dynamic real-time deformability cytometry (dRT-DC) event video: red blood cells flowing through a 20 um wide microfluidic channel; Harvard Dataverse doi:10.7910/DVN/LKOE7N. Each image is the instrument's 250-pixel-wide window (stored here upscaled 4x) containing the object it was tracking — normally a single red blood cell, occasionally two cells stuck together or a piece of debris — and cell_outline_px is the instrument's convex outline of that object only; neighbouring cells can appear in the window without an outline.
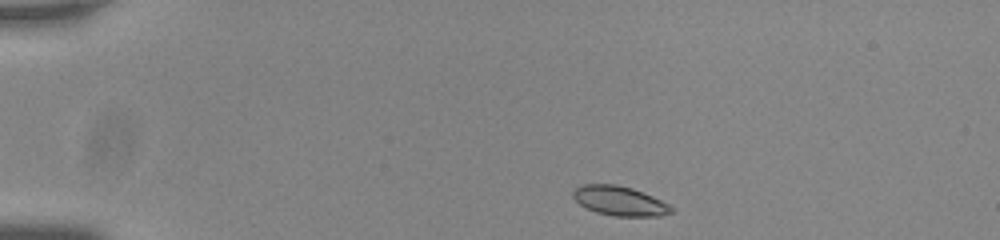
{"species": "common noctule bat (a hibernating species)", "species_latin": "Nyctalus noctula", "temperature_condition": "room temperature", "stored_images_in_passage": 45, "camera_frame_rate_fps": 3000, "um_per_image_px": 0.085, "animal": {"sex": "male", "body_mass_g": 20.0, "forearm_length_mm": 53.3}, "frame": {"image": 1, "passage_image": 1, "time_ms": 0.0, "image_size_px": [1000, 240], "cell_outline_px": [[672, 212], [660, 216], [616, 216], [596, 212], [580, 204], [572, 196], [572, 192], [576, 188], [584, 184], [616, 184], [632, 188], [652, 196], [668, 204], [672, 208]], "centroid_in_image_um": [52.66, 17.07], "position_along_channel_um": 32.3, "area_um2": 16.65}}
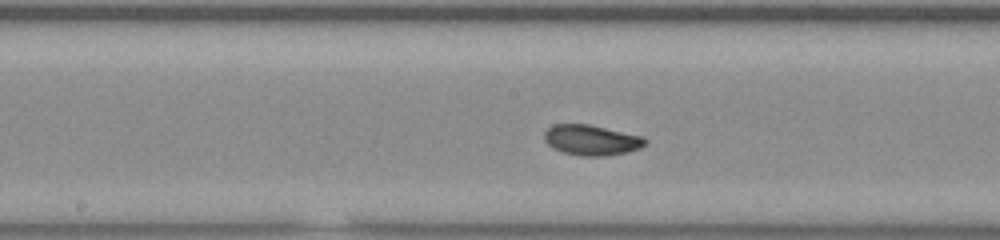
{"frame": {"image": 2, "passage_image": 20, "time_ms": 6.333, "image_size_px": [1000, 240], "cell_outline_px": [[648, 144], [640, 148], [628, 152], [604, 156], [580, 156], [564, 152], [552, 148], [544, 140], [544, 132], [552, 124], [588, 124], [644, 136], [648, 140]], "centroid_in_image_um": [50.3, 11.9], "position_along_channel_um": 197.9, "area_um2": 18.09}}
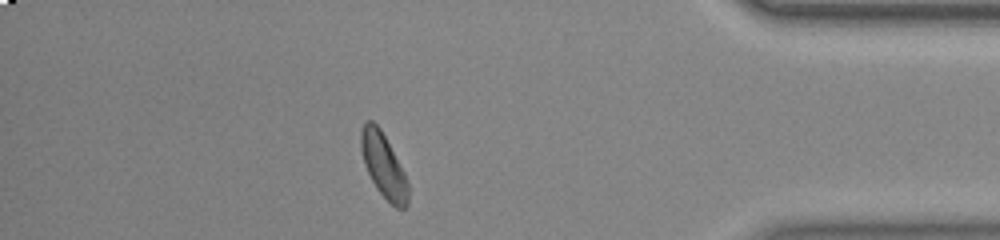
{"frame": {"image": 3, "passage_image": 39, "time_ms": 12.667, "image_size_px": [1000, 240], "cell_outline_px": [[408, 204], [404, 208], [396, 208], [376, 188], [364, 164], [360, 148], [360, 132], [364, 124], [368, 120], [372, 120], [380, 128], [404, 172], [408, 180]], "centroid_in_image_um": [32.59, 14.06], "position_along_channel_um": 402.6, "area_um2": 17.4}, "authors_computed_cell_mechanics": {"area_um2": 17.5712, "velocity_mm_per_s": 3.73, "shape_relaxation_time_tau1_ms": 3.7661, "shape_relaxation_time_tau2_ms": 1.9181, "deformation_change_tau1": 0.1141, "deformation_change_tau2": 0.0631}}